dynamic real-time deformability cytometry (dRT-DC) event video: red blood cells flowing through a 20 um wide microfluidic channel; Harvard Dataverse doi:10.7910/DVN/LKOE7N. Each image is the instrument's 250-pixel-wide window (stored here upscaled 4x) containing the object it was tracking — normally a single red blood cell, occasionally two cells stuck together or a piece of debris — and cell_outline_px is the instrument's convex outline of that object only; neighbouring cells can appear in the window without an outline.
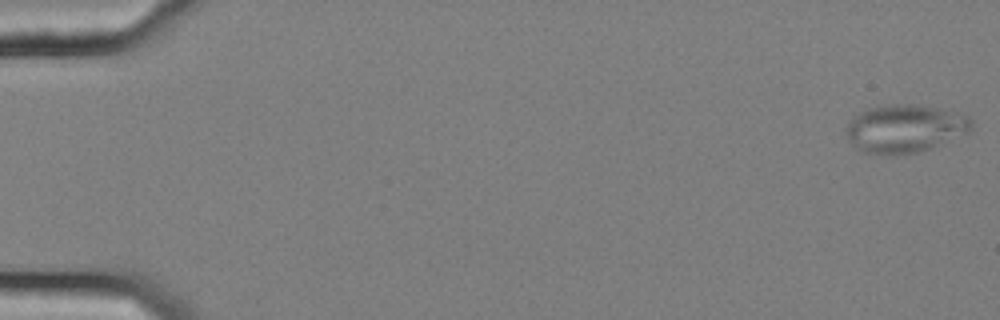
{"species": "common noctule bat (a hibernating species)", "species_latin": "Nyctalus noctula", "temperature_condition": "cold", "stored_images_in_passage": 56, "camera_frame_rate_fps": 3000, "um_per_image_px": 0.085, "animal": {"sex": "female", "body_mass_g": 25.1}, "frame": {"image": 1, "passage_image": 1, "time_ms": 0.0, "image_size_px": [1000, 320], "cell_outline_px": [[972, 128], [968, 132], [928, 148], [916, 152], [896, 156], [888, 156], [860, 152], [848, 140], [844, 132], [844, 128], [860, 112], [868, 108], [896, 104], [912, 104], [936, 108], [968, 116], [972, 120]], "centroid_in_image_um": [76.84, 10.95], "position_along_channel_um": 8.2, "area_um2": 34.85}}
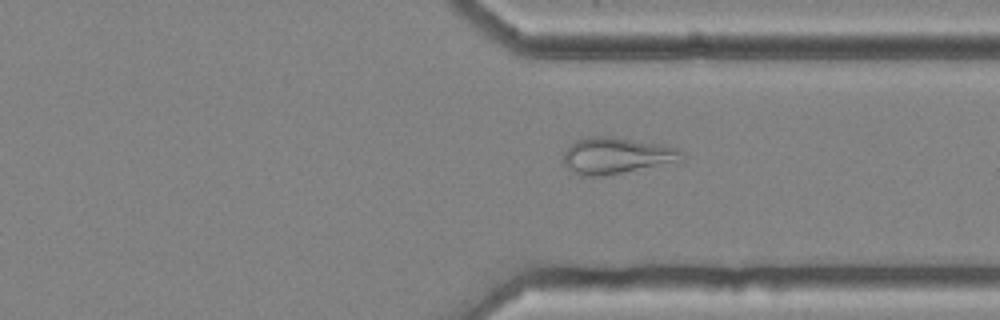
{"frame": {"image": 2, "passage_image": 43, "time_ms": 14.0, "image_size_px": [1000, 320], "cell_outline_px": [[684, 164], [600, 176], [580, 176], [568, 168], [564, 164], [564, 152], [576, 140], [588, 136], [612, 136], [660, 144], [680, 148], [684, 152]], "centroid_in_image_um": [52.57, 13.25], "position_along_channel_um": 358.8, "area_um2": 26.13}}
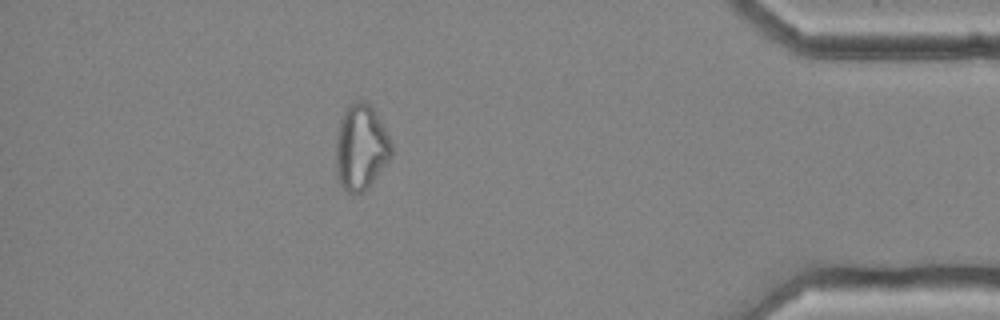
{"frame": {"image": 3, "passage_image": 50, "time_ms": 16.333, "image_size_px": [1000, 320], "cell_outline_px": [[392, 156], [372, 180], [356, 196], [352, 196], [340, 184], [336, 172], [336, 140], [340, 120], [344, 112], [356, 100], [364, 100], [372, 108], [384, 128], [392, 144]], "centroid_in_image_um": [30.65, 12.53], "position_along_channel_um": 404.5, "area_um2": 27.11}, "authors_computed_cell_mechanics": {"area_um2": 27.0793, "velocity_mm_per_s": 3.6388, "shape_relaxation_time_tau1_ms": null, "shape_relaxation_time_tau2_ms": 2.9923, "deformation_change_tau1": null, "deformation_change_tau2": 0.1087}}